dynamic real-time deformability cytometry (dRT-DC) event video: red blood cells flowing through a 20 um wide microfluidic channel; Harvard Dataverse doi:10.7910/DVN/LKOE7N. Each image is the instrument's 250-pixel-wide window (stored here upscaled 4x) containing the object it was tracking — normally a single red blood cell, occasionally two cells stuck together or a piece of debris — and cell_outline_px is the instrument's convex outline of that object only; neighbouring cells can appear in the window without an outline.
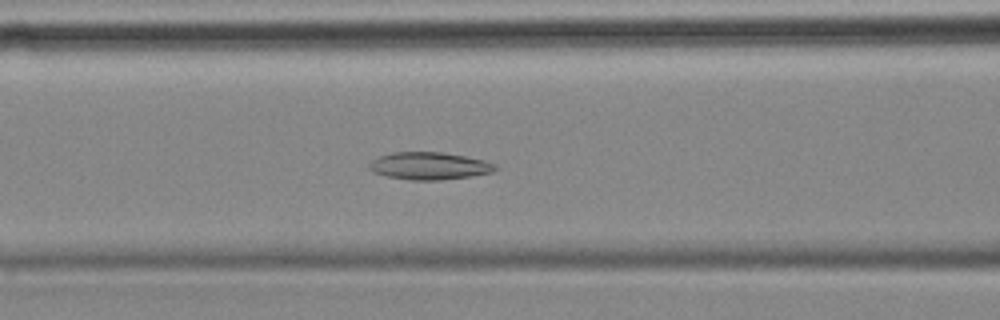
{"species": "common noctule bat (a hibernating species)", "species_latin": "Nyctalus noctula", "temperature_condition": "cold", "stored_images_in_passage": 43, "camera_frame_rate_fps": 3000, "um_per_image_px": 0.085, "animal": {"sex": "female", "body_mass_g": 18.4}, "frame": {"image": 1, "passage_image": 8, "time_ms": 2.333, "image_size_px": [1000, 320], "cell_outline_px": [[500, 168], [492, 172], [472, 176], [440, 180], [408, 180], [388, 176], [372, 172], [368, 168], [368, 164], [372, 160], [380, 156], [392, 152], [444, 152], [484, 160], [496, 164]], "centroid_in_image_um": [36.5, 14.1], "position_along_channel_um": 130.1, "area_um2": 20.29}}
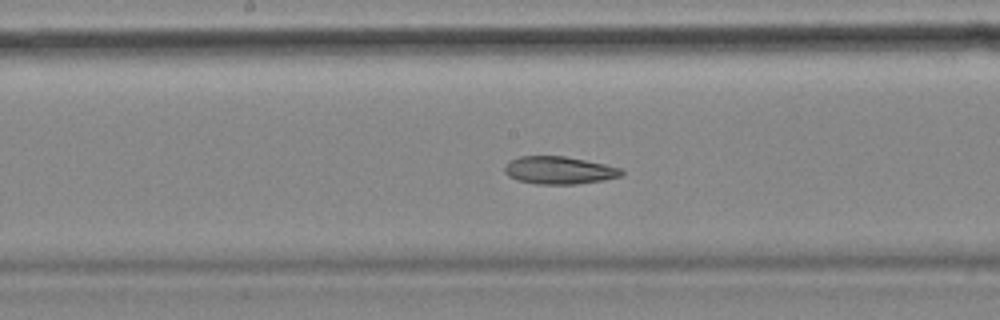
{"frame": {"image": 2, "passage_image": 14, "time_ms": 4.333, "image_size_px": [1000, 320], "cell_outline_px": [[624, 172], [620, 176], [604, 180], [576, 184], [536, 184], [516, 180], [508, 176], [504, 172], [504, 168], [508, 160], [520, 156], [564, 156], [604, 164], [620, 168]], "centroid_in_image_um": [47.47, 14.47], "position_along_channel_um": 200.7, "area_um2": 18.84}}
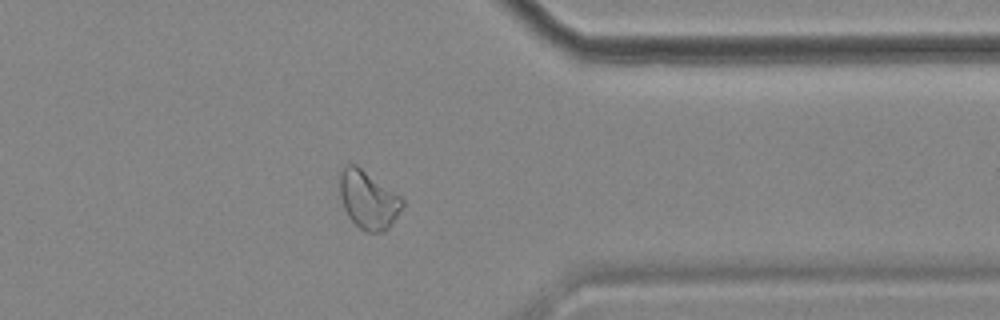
{"frame": {"image": 3, "passage_image": 30, "time_ms": 9.667, "image_size_px": [1000, 320], "cell_outline_px": [[404, 204], [388, 228], [384, 232], [368, 232], [360, 228], [348, 216], [344, 208], [340, 196], [340, 172], [348, 164], [356, 164], [400, 196], [404, 200]], "centroid_in_image_um": [31.29, 16.98], "position_along_channel_um": 380.1, "area_um2": 20.81}, "authors_computed_cell_mechanics": {"area_um2": 20.3456, "velocity_mm_per_s": 3.5421, "shape_relaxation_time_tau1_ms": null, "shape_relaxation_time_tau2_ms": 5.2406, "deformation_change_tau1": null, "deformation_change_tau2": 0.0944}}